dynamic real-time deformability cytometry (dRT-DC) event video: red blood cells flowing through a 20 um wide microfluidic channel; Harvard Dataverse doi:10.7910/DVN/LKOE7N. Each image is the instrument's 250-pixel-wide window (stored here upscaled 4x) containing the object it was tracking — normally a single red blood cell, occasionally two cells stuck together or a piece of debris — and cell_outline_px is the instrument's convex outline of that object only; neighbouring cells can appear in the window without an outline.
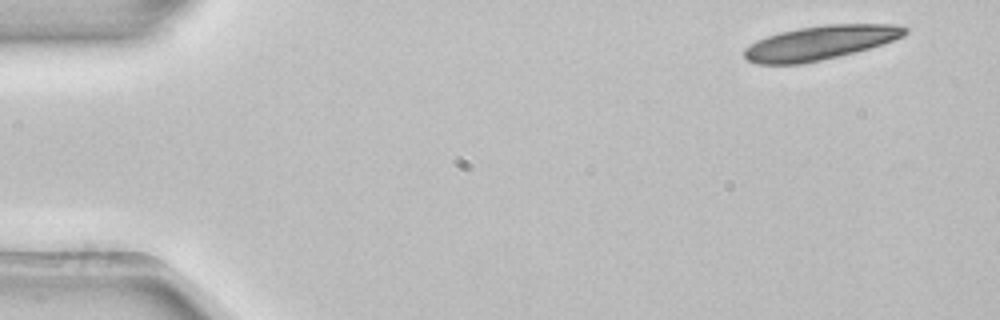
{"species": "common noctule bat (a hibernating species)", "species_latin": "Nyctalus noctula", "temperature_condition": "room temperature", "stored_images_in_passage": 5, "camera_frame_rate_fps": 3000, "um_per_image_px": 0.085, "animal": {"sex": "female", "body_mass_g": 22.7, "forearm_length_mm": 54.2}, "frame": {"image": 1, "passage_image": 1, "time_ms": 0.0, "image_size_px": [1000, 320], "cell_outline_px": [[908, 32], [904, 36], [868, 48], [820, 60], [800, 64], [756, 64], [748, 60], [744, 56], [744, 48], [756, 40], [780, 32], [800, 28], [824, 24], [896, 24], [908, 28]], "centroid_in_image_um": [69.69, 3.62], "position_along_channel_um": 15.3, "area_um2": 31.56}}